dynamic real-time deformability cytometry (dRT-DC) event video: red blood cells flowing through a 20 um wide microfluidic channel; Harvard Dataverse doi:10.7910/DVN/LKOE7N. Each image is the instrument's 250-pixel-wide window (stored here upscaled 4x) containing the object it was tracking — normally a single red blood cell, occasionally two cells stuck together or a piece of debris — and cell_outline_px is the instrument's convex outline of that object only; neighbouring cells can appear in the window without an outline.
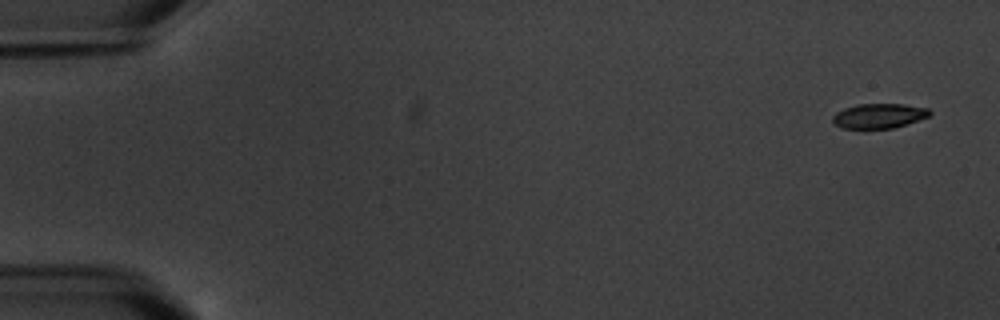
{"species": "common noctule bat (a hibernating species)", "species_latin": "Nyctalus noctula", "temperature_condition": "warm", "stored_images_in_passage": 8, "camera_frame_rate_fps": 3000, "um_per_image_px": 0.085, "animal": {"sex": "male", "body_mass_g": 20.1, "forearm_length_mm": 53.5}, "frame": {"image": 1, "passage_image": 1, "time_ms": 0.0, "image_size_px": [1000, 320], "cell_outline_px": [[932, 112], [928, 116], [892, 128], [844, 128], [836, 124], [832, 120], [832, 116], [836, 112], [844, 108], [856, 104], [904, 104], [928, 108]], "centroid_in_image_um": [74.68, 9.83], "position_along_channel_um": 10.3, "area_um2": 13.76}}
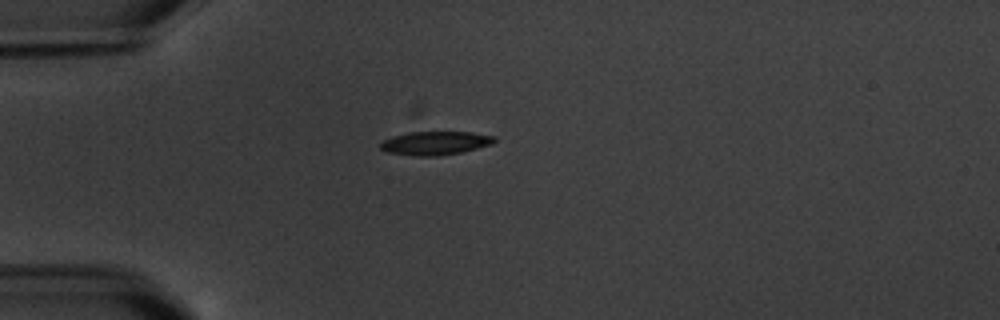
{"frame": {"image": 2, "passage_image": 5, "time_ms": 4.667, "image_size_px": [1000, 320], "cell_outline_px": [[496, 140], [492, 144], [460, 152], [436, 156], [416, 156], [388, 152], [380, 148], [380, 144], [384, 140], [392, 136], [408, 132], [472, 132], [496, 136]], "centroid_in_image_um": [37.0, 12.15], "position_along_channel_um": 48.0, "area_um2": 15.55}}
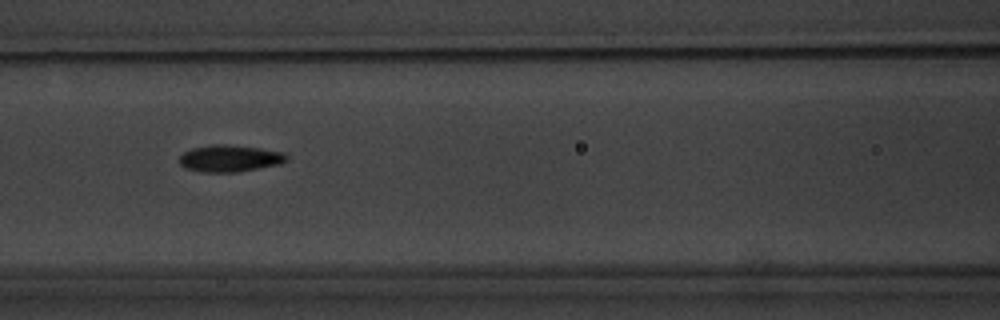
{"frame": {"image": 3, "passage_image": 8, "time_ms": 8.0, "image_size_px": [1000, 320], "cell_outline_px": [[288, 160], [280, 164], [236, 172], [200, 172], [188, 168], [180, 164], [180, 156], [184, 152], [192, 148], [208, 144], [228, 144], [260, 148], [284, 152], [288, 156]], "centroid_in_image_um": [19.55, 13.45], "position_along_channel_um": 147.1, "area_um2": 16.82}}